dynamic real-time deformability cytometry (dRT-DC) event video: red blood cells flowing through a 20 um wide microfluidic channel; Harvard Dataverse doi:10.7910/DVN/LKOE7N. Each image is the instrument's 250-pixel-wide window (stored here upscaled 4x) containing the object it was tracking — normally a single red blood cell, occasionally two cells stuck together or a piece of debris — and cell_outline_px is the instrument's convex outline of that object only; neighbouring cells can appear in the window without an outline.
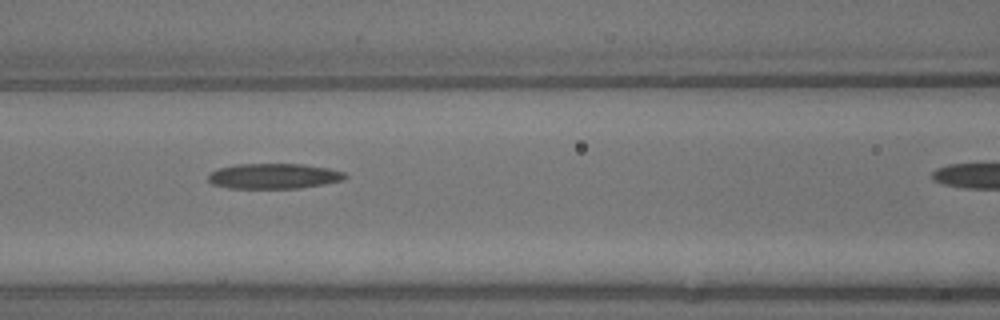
{"species": "common noctule bat (a hibernating species)", "species_latin": "Nyctalus noctula", "temperature_condition": "warm", "stored_images_in_passage": 8, "camera_frame_rate_fps": 3000, "um_per_image_px": 0.085, "animal": {"sex": "male", "body_mass_g": 13.3}, "frame": {"image": 1, "passage_image": 6, "time_ms": 1.667, "image_size_px": [1000, 320], "cell_outline_px": [[348, 176], [344, 180], [296, 188], [228, 188], [212, 184], [208, 180], [208, 176], [212, 172], [220, 168], [236, 164], [304, 164], [328, 168], [344, 172]], "centroid_in_image_um": [23.27, 14.96], "position_along_channel_um": 143.3, "area_um2": 20.0}}